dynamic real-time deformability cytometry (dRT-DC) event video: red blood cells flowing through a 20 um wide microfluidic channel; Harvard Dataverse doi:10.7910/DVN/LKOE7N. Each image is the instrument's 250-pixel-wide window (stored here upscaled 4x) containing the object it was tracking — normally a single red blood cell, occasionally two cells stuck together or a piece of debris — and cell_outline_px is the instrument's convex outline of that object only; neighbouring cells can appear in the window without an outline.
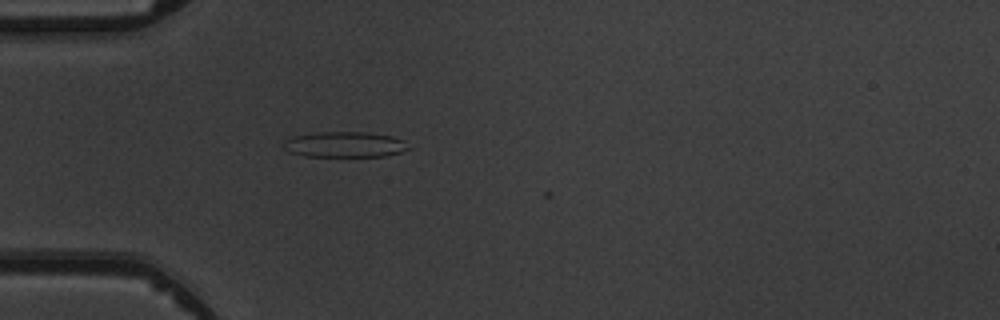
{"species": "common noctule bat (a hibernating species)", "species_latin": "Nyctalus noctula", "temperature_condition": "warm", "stored_images_in_passage": 2, "camera_frame_rate_fps": 3000, "um_per_image_px": 0.085, "animal": {"sex": "male", "body_mass_g": 19.5, "forearm_length_mm": 54.6}, "frame": {"image": 1, "passage_image": 2, "time_ms": 1.0, "image_size_px": [1000, 320], "cell_outline_px": [[416, 148], [384, 156], [304, 156], [288, 152], [284, 148], [284, 140], [292, 136], [316, 132], [368, 132], [392, 136], [404, 140]], "centroid_in_image_um": [29.35, 12.28], "position_along_channel_um": 55.6, "area_um2": 18.96}}